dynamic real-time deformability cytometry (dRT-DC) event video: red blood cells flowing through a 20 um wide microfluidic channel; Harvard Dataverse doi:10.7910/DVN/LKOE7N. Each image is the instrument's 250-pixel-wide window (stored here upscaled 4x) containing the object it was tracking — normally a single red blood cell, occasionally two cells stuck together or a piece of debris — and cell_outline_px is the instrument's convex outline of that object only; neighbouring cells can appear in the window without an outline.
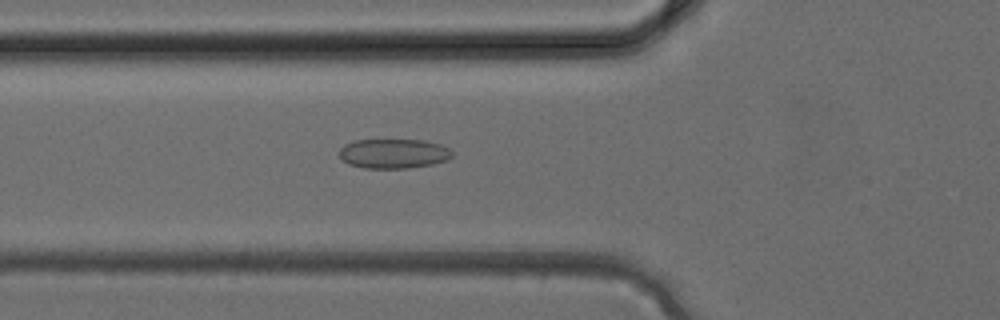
{"species": "common noctule bat (a hibernating species)", "species_latin": "Nyctalus noctula", "temperature_condition": "cold", "stored_images_in_passage": 29, "camera_frame_rate_fps": 3000, "um_per_image_px": 0.085, "animal": {"sex": "female", "body_mass_g": 24.6, "forearm_length_mm": 56.2}, "frame": {"image": 1, "passage_image": 5, "time_ms": 1.333, "image_size_px": [1000, 320], "cell_outline_px": [[456, 152], [448, 160], [432, 164], [408, 168], [364, 168], [348, 164], [340, 156], [340, 148], [344, 144], [352, 140], [424, 140], [440, 144]], "centroid_in_image_um": [33.48, 13.05], "position_along_channel_um": 92.3, "area_um2": 19.59}}
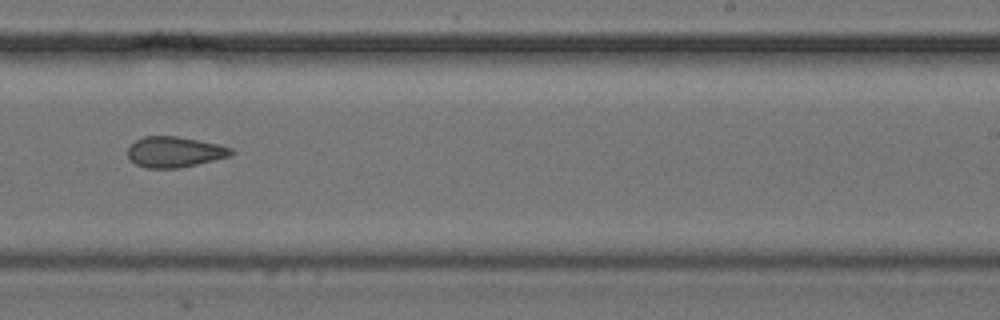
{"frame": {"image": 2, "passage_image": 15, "time_ms": 4.667, "image_size_px": [1000, 320], "cell_outline_px": [[236, 152], [228, 156], [180, 168], [148, 168], [136, 164], [128, 156], [128, 148], [136, 140], [144, 136], [176, 136], [220, 144], [232, 148]], "centroid_in_image_um": [14.85, 12.91], "position_along_channel_um": 274.1, "area_um2": 18.32}}
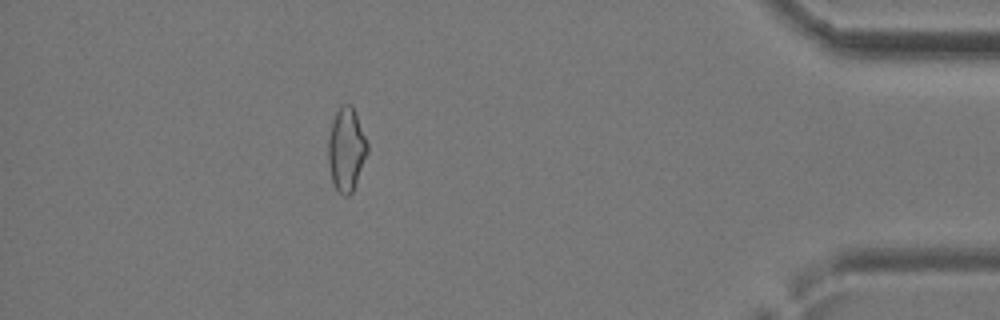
{"frame": {"image": 3, "passage_image": 25, "time_ms": 8.0, "image_size_px": [1000, 320], "cell_outline_px": [[368, 152], [352, 192], [348, 196], [344, 196], [332, 184], [328, 164], [328, 136], [332, 120], [340, 104], [352, 104], [356, 112], [368, 144]], "centroid_in_image_um": [29.42, 12.67], "position_along_channel_um": 405.8, "area_um2": 19.25}}